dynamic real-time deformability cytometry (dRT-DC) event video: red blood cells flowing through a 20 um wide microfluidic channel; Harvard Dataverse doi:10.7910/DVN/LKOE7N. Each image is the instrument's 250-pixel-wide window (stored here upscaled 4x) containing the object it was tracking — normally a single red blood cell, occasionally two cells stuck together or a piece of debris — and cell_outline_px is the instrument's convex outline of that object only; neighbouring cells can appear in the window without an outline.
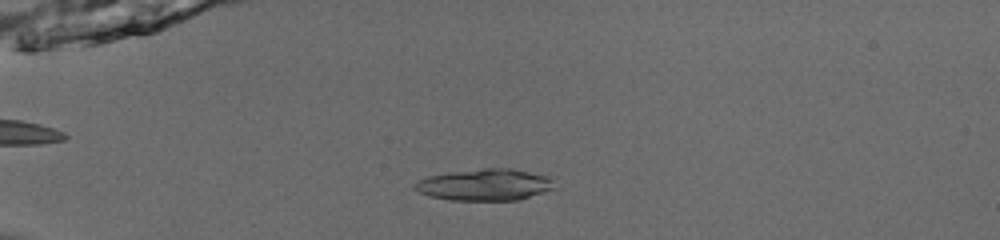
{"species": "common noctule bat (a hibernating species)", "species_latin": "Nyctalus noctula", "temperature_condition": "room temperature", "stored_images_in_passage": 51, "camera_frame_rate_fps": 3000, "um_per_image_px": 0.085, "animal": {"sex": "male", "body_mass_g": 13.0, "forearm_length_mm": 53.1}, "frame": {"image": 1, "passage_image": 14, "time_ms": 4.333, "image_size_px": [1000, 240], "cell_outline_px": [[556, 188], [520, 200], [448, 200], [428, 196], [416, 192], [412, 188], [412, 184], [416, 180], [428, 176], [452, 172], [484, 168], [512, 168], [548, 176], [552, 180]], "centroid_in_image_um": [41.16, 15.71], "position_along_channel_um": 43.8, "area_um2": 26.07}}
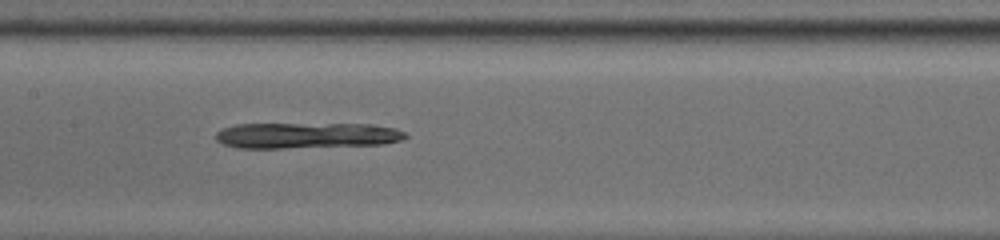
{"frame": {"image": 2, "passage_image": 27, "time_ms": 8.667, "image_size_px": [1000, 240], "cell_outline_px": [[408, 136], [404, 140], [384, 144], [284, 148], [236, 148], [224, 144], [216, 140], [216, 132], [224, 128], [236, 124], [372, 124], [396, 128], [408, 132]], "centroid_in_image_um": [26.12, 11.51], "position_along_channel_um": 181.3, "area_um2": 28.78}}
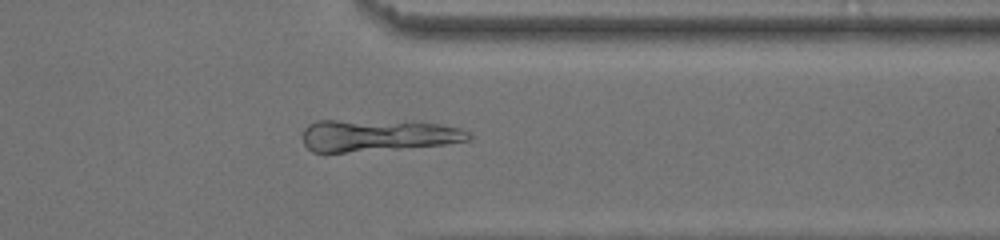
{"frame": {"image": 3, "passage_image": 42, "time_ms": 13.667, "image_size_px": [1000, 240], "cell_outline_px": [[472, 136], [468, 140], [444, 144], [324, 156], [312, 152], [304, 144], [304, 128], [308, 124], [316, 120], [336, 120], [440, 124], [460, 128], [468, 132]], "centroid_in_image_um": [31.95, 11.57], "position_along_channel_um": 379.4, "area_um2": 31.27}}